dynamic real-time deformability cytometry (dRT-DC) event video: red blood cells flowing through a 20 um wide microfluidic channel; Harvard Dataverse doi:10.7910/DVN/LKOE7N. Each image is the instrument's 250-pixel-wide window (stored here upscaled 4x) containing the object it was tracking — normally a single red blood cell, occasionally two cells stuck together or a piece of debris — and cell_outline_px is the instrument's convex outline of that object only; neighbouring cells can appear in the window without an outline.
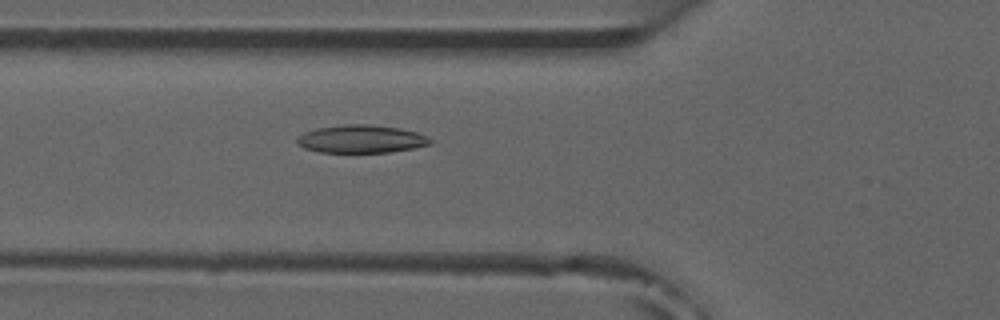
{"species": "common noctule bat (a hibernating species)", "species_latin": "Nyctalus noctula", "temperature_condition": "room temperature", "stored_images_in_passage": 5, "camera_frame_rate_fps": 3000, "um_per_image_px": 0.085, "animal": {"sex": "male", "forearm_length_mm": 52.5}, "frame": {"image": 1, "passage_image": 5, "time_ms": 4.333, "image_size_px": [1000, 320], "cell_outline_px": [[432, 144], [392, 152], [320, 152], [304, 148], [296, 144], [296, 136], [304, 132], [316, 128], [344, 124], [368, 124], [400, 128], [416, 132], [428, 136], [432, 140]], "centroid_in_image_um": [30.68, 11.81], "position_along_channel_um": 95.1, "area_um2": 21.85}}